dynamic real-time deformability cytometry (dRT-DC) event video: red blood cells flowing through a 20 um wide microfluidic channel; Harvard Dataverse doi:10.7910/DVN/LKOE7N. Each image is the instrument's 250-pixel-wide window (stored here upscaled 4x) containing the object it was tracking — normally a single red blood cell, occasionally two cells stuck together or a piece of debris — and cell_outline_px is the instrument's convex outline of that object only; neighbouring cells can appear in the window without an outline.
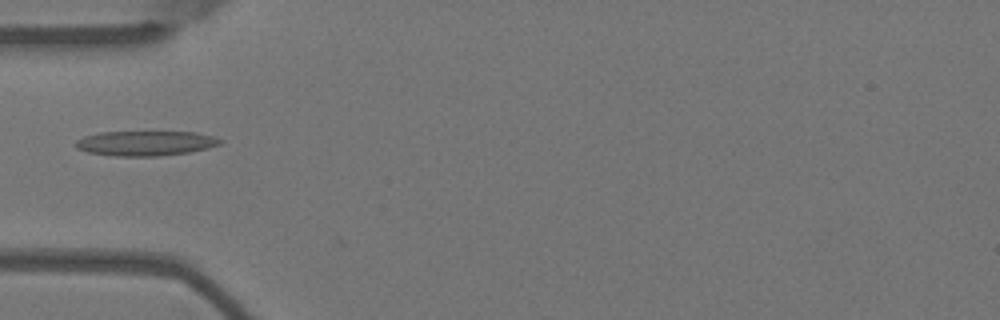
{"species": "Egyptian fruit bat (a non-hibernating species)", "species_latin": "Rousettus aegyptiacus", "temperature_condition": "warm", "stored_images_in_passage": 38, "camera_frame_rate_fps": 3000, "um_per_image_px": 0.085, "animal": {"sex": "female"}, "frame": {"image": 1, "passage_image": 1, "time_ms": 0.0, "image_size_px": [1000, 320], "cell_outline_px": [[224, 140], [220, 144], [208, 148], [188, 152], [160, 156], [112, 156], [88, 152], [76, 148], [76, 140], [84, 136], [100, 132], [196, 132], [212, 136]], "centroid_in_image_um": [12.36, 12.18], "position_along_channel_um": 72.6, "area_um2": 20.92}}
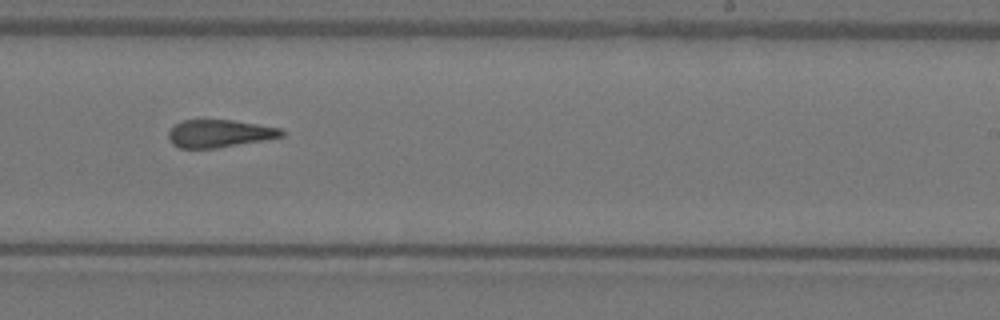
{"frame": {"image": 2, "passage_image": 17, "time_ms": 5.333, "image_size_px": [1000, 320], "cell_outline_px": [[288, 132], [284, 136], [264, 140], [216, 148], [180, 148], [172, 144], [168, 140], [168, 132], [176, 124], [184, 120], [232, 120], [280, 128]], "centroid_in_image_um": [18.67, 11.35], "position_along_channel_um": 270.3, "area_um2": 18.21}}
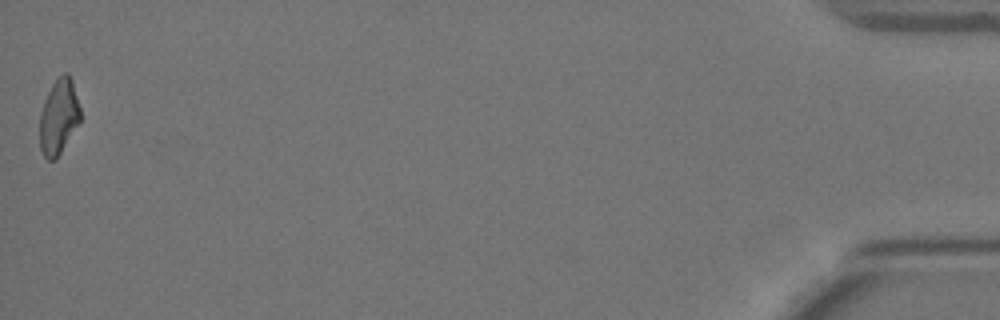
{"frame": {"image": 3, "passage_image": 38, "time_ms": 12.333, "image_size_px": [1000, 320], "cell_outline_px": [[80, 124], [56, 160], [48, 160], [44, 156], [40, 148], [40, 112], [44, 100], [52, 84], [64, 72], [68, 72], [72, 80], [80, 108]], "centroid_in_image_um": [5.0, 9.95], "position_along_channel_um": 430.2, "area_um2": 17.98}}